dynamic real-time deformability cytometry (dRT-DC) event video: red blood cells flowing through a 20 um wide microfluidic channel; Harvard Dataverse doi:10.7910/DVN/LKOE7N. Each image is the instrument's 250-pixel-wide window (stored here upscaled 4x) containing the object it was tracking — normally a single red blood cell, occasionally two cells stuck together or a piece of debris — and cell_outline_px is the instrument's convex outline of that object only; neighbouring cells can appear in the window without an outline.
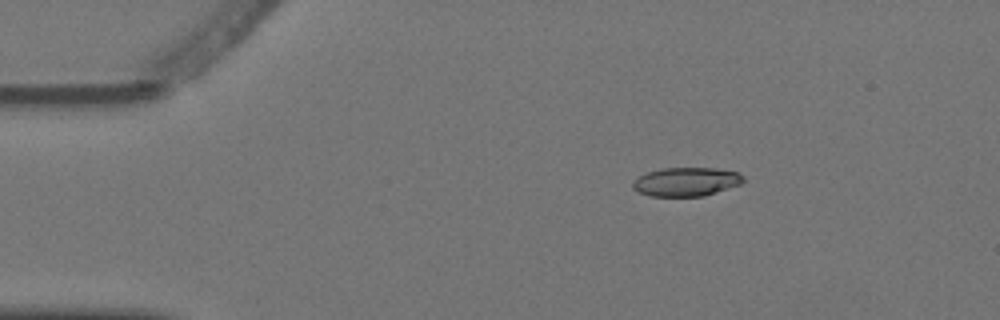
{"species": "Egyptian fruit bat (a non-hibernating species)", "species_latin": "Rousettus aegyptiacus", "temperature_condition": "warm", "stored_images_in_passage": 5, "camera_frame_rate_fps": 3000, "um_per_image_px": 0.085, "animal": {"sex": "female"}, "frame": {"image": 1, "passage_image": 3, "time_ms": 0.667, "image_size_px": [1000, 320], "cell_outline_px": [[744, 180], [740, 184], [704, 196], [648, 196], [632, 188], [632, 180], [648, 172], [660, 168], [716, 168], [740, 172], [744, 176]], "centroid_in_image_um": [58.33, 15.44], "position_along_channel_um": 26.7, "area_um2": 18.61}}